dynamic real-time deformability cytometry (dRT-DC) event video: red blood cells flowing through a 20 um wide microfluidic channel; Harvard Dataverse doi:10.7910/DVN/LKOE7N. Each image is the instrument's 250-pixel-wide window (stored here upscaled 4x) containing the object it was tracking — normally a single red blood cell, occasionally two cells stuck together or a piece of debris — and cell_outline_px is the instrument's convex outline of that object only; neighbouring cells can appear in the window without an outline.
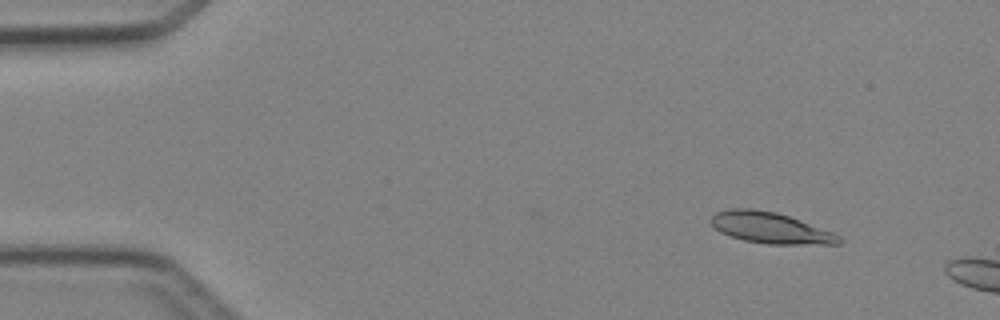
{"species": "Egyptian fruit bat (a non-hibernating species)", "species_latin": "Rousettus aegyptiacus", "temperature_condition": "cold", "stored_images_in_passage": 4, "camera_frame_rate_fps": 3000, "um_per_image_px": 0.085, "animal": {"sex": "female"}, "frame": {"image": 1, "passage_image": 2, "time_ms": 1.333, "image_size_px": [1000, 320], "cell_outline_px": [[844, 240], [840, 244], [768, 244], [744, 240], [720, 232], [708, 220], [716, 212], [732, 208], [752, 208], [776, 212], [800, 220], [832, 232], [840, 236]], "centroid_in_image_um": [65.48, 19.36], "position_along_channel_um": 19.5, "area_um2": 23.06}}